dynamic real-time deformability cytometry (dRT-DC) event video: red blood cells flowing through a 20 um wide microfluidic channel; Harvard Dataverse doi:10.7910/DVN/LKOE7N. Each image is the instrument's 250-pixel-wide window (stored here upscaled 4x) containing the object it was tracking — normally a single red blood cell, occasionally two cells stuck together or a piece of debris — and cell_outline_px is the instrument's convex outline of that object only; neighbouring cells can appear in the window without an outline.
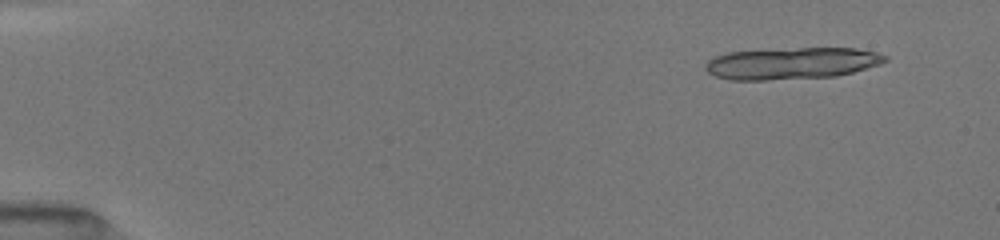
{"species": "common noctule bat (a hibernating species)", "species_latin": "Nyctalus noctula", "temperature_condition": "room temperature", "stored_images_in_passage": 9, "camera_frame_rate_fps": 3000, "um_per_image_px": 0.085, "animal": {"sex": "female", "body_mass_g": 19.5, "forearm_length_mm": 54.1}, "frame": {"image": 1, "passage_image": 1, "time_ms": 0.0, "image_size_px": [1000, 240], "cell_outline_px": [[888, 60], [880, 64], [852, 72], [836, 76], [768, 80], [728, 80], [716, 76], [708, 72], [704, 68], [704, 64], [708, 60], [716, 56], [728, 52], [800, 48], [856, 48], [876, 52], [888, 56]], "centroid_in_image_um": [67.29, 5.38], "position_along_channel_um": 17.7, "area_um2": 33.23}}
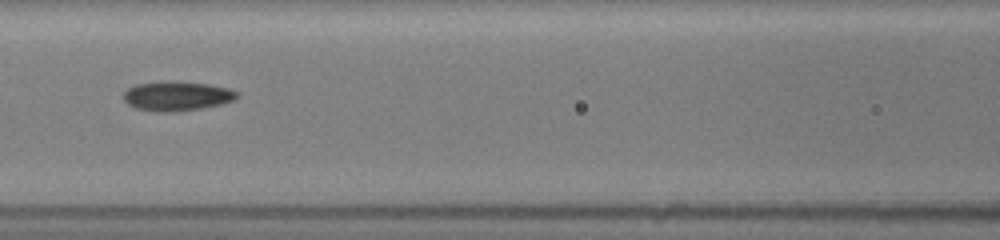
{"frame": {"image": 2, "passage_image": 8, "time_ms": 6.667, "image_size_px": [1000, 240], "cell_outline_px": [[240, 96], [236, 100], [220, 104], [200, 108], [172, 112], [164, 112], [136, 108], [128, 104], [124, 100], [124, 92], [128, 88], [136, 84], [160, 80], [172, 80], [208, 84], [228, 88], [240, 92]], "centroid_in_image_um": [15.06, 8.13], "position_along_channel_um": 151.5, "area_um2": 19.71}}